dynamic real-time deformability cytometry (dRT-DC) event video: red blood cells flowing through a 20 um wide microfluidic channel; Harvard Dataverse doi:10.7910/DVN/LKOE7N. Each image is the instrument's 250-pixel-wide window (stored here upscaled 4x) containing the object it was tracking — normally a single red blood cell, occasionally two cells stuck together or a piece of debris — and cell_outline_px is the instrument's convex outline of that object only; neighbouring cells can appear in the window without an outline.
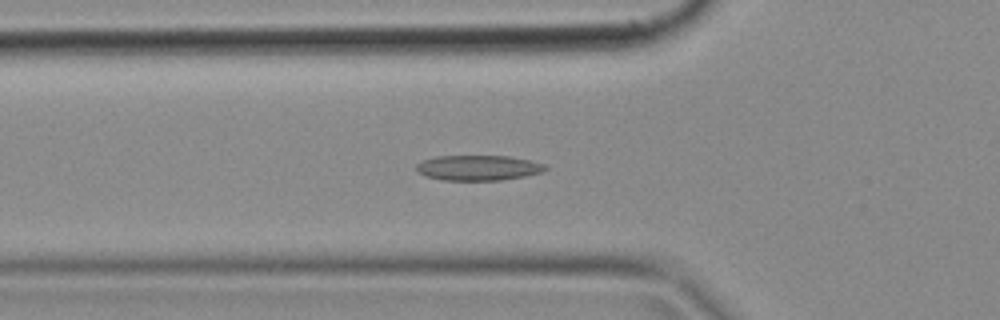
{"species": "common noctule bat (a hibernating species)", "species_latin": "Nyctalus noctula", "temperature_condition": "cold", "stored_images_in_passage": 50, "camera_frame_rate_fps": 3000, "um_per_image_px": 0.085, "animal": {"sex": "female", "body_mass_g": 18.4}, "frame": {"image": 1, "passage_image": 17, "time_ms": 5.333, "image_size_px": [1000, 320], "cell_outline_px": [[548, 168], [544, 172], [524, 176], [500, 180], [440, 180], [428, 176], [420, 172], [416, 168], [416, 164], [424, 160], [436, 156], [508, 156], [528, 160], [544, 164]], "centroid_in_image_um": [40.67, 14.26], "position_along_channel_um": 85.1, "area_um2": 18.79}}
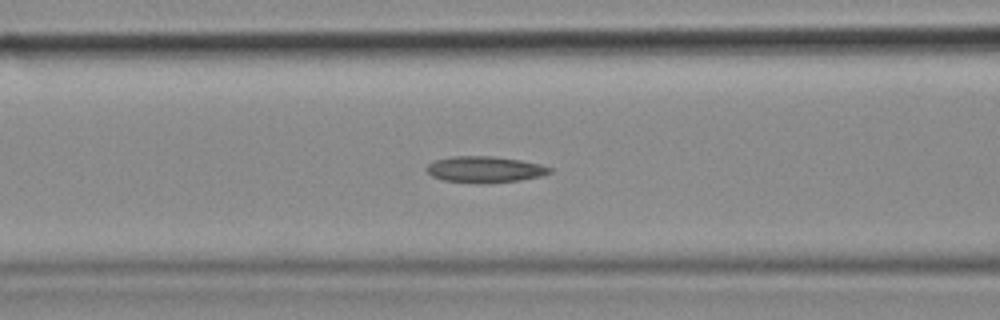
{"frame": {"image": 2, "passage_image": 20, "time_ms": 6.333, "image_size_px": [1000, 320], "cell_outline_px": [[552, 172], [540, 176], [520, 180], [484, 184], [480, 184], [444, 180], [432, 176], [424, 168], [432, 160], [452, 156], [492, 156], [520, 160], [540, 164], [552, 168]], "centroid_in_image_um": [41.17, 14.4], "position_along_channel_um": 125.4, "area_um2": 19.02}}
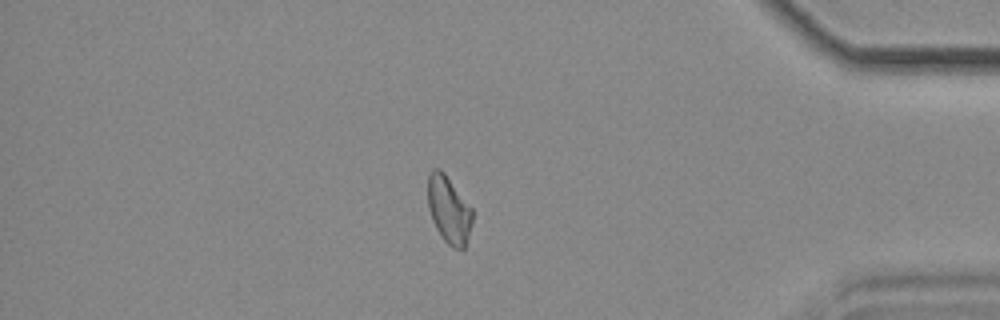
{"frame": {"image": 3, "passage_image": 43, "time_ms": 14.0, "image_size_px": [1000, 320], "cell_outline_px": [[472, 220], [468, 236], [464, 248], [460, 252], [452, 248], [444, 240], [436, 228], [432, 220], [428, 208], [428, 176], [432, 168], [440, 168], [444, 172], [472, 208]], "centroid_in_image_um": [38.14, 17.83], "position_along_channel_um": 397.1, "area_um2": 17.51}}